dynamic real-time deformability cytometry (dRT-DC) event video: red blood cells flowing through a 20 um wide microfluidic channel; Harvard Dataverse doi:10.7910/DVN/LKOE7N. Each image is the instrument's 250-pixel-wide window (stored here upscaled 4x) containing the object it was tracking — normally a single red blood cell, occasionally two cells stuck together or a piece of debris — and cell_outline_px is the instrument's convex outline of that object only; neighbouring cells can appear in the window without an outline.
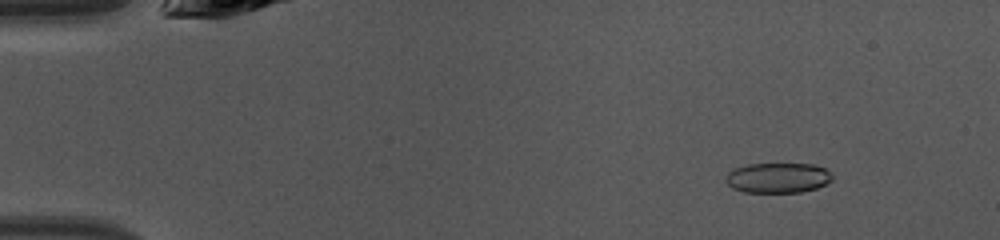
{"species": "common noctule bat (a hibernating species)", "species_latin": "Nyctalus noctula", "temperature_condition": "warm", "stored_images_in_passage": 44, "camera_frame_rate_fps": 3000, "um_per_image_px": 0.085, "animal": {"sex": "female", "body_mass_g": 10.0, "forearm_length_mm": 53.1}, "frame": {"image": 1, "passage_image": 4, "time_ms": 1.0, "image_size_px": [1000, 240], "cell_outline_px": [[832, 180], [816, 188], [800, 192], [744, 192], [732, 188], [724, 180], [724, 176], [728, 172], [736, 168], [748, 164], [812, 164], [824, 168], [832, 172]], "centroid_in_image_um": [66.1, 15.11], "position_along_channel_um": 18.9, "area_um2": 18.73}}
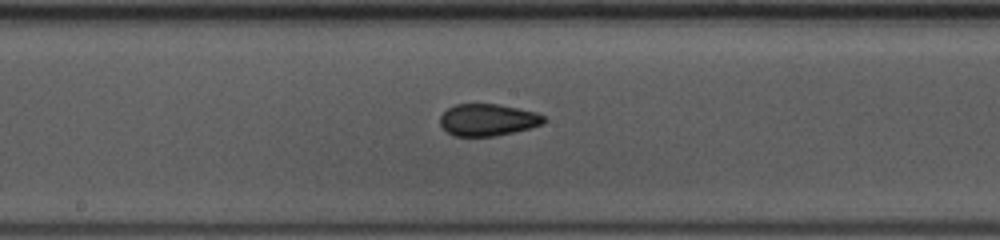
{"frame": {"image": 2, "passage_image": 23, "time_ms": 7.333, "image_size_px": [1000, 240], "cell_outline_px": [[548, 120], [544, 124], [496, 136], [456, 136], [448, 132], [440, 124], [440, 116], [448, 108], [456, 104], [500, 104], [536, 112], [544, 116]], "centroid_in_image_um": [41.49, 10.18], "position_along_channel_um": 206.7, "area_um2": 19.31}}
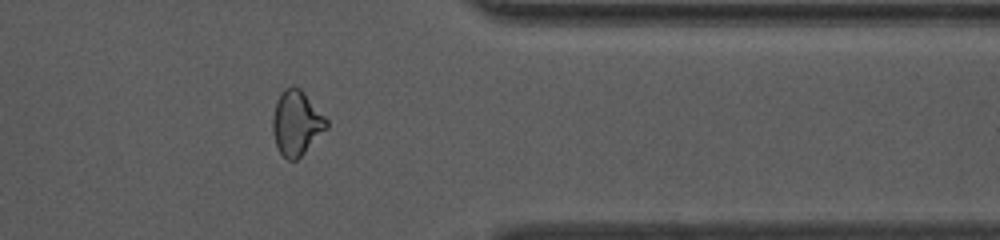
{"frame": {"image": 3, "passage_image": 36, "time_ms": 11.667, "image_size_px": [1000, 240], "cell_outline_px": [[328, 128], [296, 160], [288, 160], [280, 152], [276, 144], [272, 132], [272, 116], [276, 100], [280, 92], [284, 88], [292, 84], [300, 88], [304, 92], [328, 120]], "centroid_in_image_um": [25.18, 10.41], "position_along_channel_um": 386.2, "area_um2": 20.4}, "authors_computed_cell_mechanics": {"area_um2": 19.8832, "velocity_mm_per_s": 4.3519, "shape_relaxation_time_tau1_ms": 8.038, "shape_relaxation_time_tau2_ms": 1.2418, "deformation_change_tau1": 0.1781, "deformation_change_tau2": 0.0732}}